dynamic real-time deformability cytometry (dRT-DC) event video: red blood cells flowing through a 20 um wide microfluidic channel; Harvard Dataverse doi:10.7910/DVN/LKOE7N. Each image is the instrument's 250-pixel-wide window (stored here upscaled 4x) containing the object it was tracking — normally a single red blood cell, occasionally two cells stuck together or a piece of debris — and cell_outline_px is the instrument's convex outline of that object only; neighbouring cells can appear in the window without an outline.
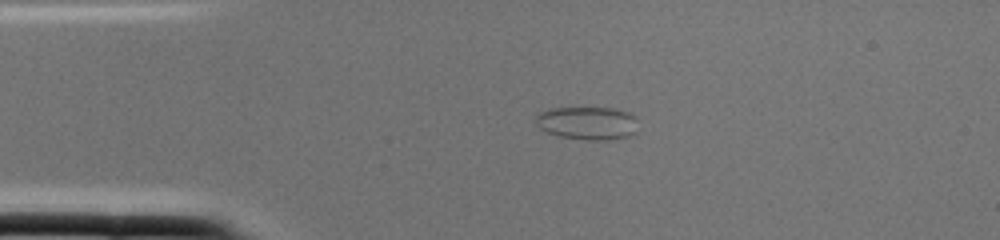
{"species": "common noctule bat (a hibernating species)", "species_latin": "Nyctalus noctula", "temperature_condition": "cold", "stored_images_in_passage": 2, "camera_frame_rate_fps": 3000, "um_per_image_px": 0.085, "animal": {"sex": "female", "body_mass_g": 22.0, "forearm_length_mm": 56.7}, "frame": {"image": 1, "passage_image": 2, "time_ms": 0.333, "image_size_px": [1000, 240], "cell_outline_px": [[636, 132], [628, 136], [608, 140], [584, 140], [560, 136], [548, 132], [540, 128], [536, 124], [536, 116], [540, 112], [552, 108], [612, 108], [628, 112], [636, 116]], "centroid_in_image_um": [49.95, 10.46], "position_along_channel_um": 35.1, "area_um2": 19.71}}